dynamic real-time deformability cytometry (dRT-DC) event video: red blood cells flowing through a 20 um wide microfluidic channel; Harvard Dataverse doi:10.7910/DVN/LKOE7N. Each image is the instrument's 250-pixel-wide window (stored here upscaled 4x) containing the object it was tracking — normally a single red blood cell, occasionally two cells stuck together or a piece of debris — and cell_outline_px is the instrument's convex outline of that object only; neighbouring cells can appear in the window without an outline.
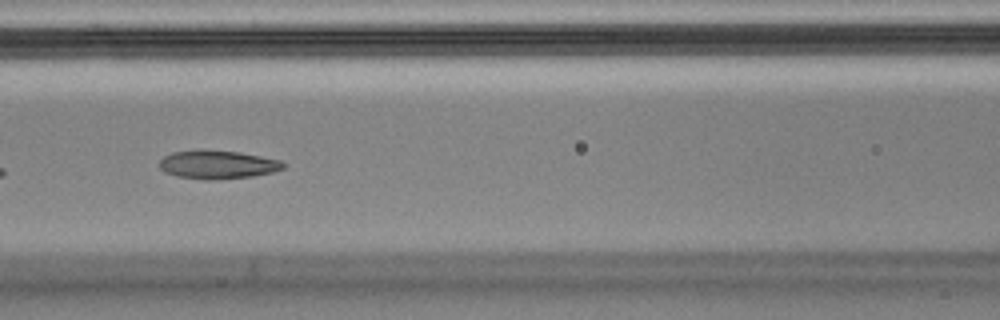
{"species": "Egyptian fruit bat (a non-hibernating species)", "species_latin": "Rousettus aegyptiacus", "temperature_condition": "cold", "stored_images_in_passage": 7, "camera_frame_rate_fps": 3000, "um_per_image_px": 0.085, "animal": {"sex": "male"}, "frame": {"image": 1, "passage_image": 6, "time_ms": 1.667, "image_size_px": [1000, 320], "cell_outline_px": [[288, 164], [284, 168], [272, 172], [252, 176], [216, 180], [204, 180], [176, 176], [164, 172], [160, 168], [160, 160], [164, 156], [172, 152], [200, 148], [204, 148], [240, 152], [280, 160]], "centroid_in_image_um": [18.48, 13.97], "position_along_channel_um": 148.1, "area_um2": 21.04}}
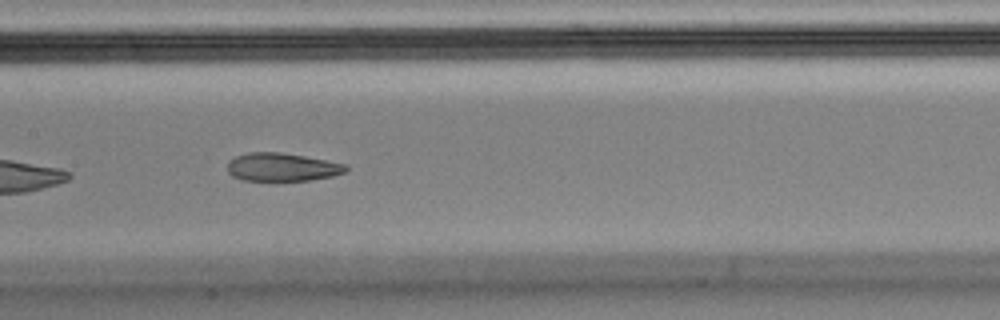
{"frame": {"image": 2, "passage_image": 7, "time_ms": 2.0, "image_size_px": [1000, 320], "cell_outline_px": [[348, 168], [344, 172], [332, 176], [308, 180], [276, 184], [240, 180], [232, 176], [228, 172], [228, 160], [236, 156], [248, 152], [280, 152], [304, 156], [348, 164]], "centroid_in_image_um": [23.92, 14.25], "position_along_channel_um": 183.5, "area_um2": 20.4}}